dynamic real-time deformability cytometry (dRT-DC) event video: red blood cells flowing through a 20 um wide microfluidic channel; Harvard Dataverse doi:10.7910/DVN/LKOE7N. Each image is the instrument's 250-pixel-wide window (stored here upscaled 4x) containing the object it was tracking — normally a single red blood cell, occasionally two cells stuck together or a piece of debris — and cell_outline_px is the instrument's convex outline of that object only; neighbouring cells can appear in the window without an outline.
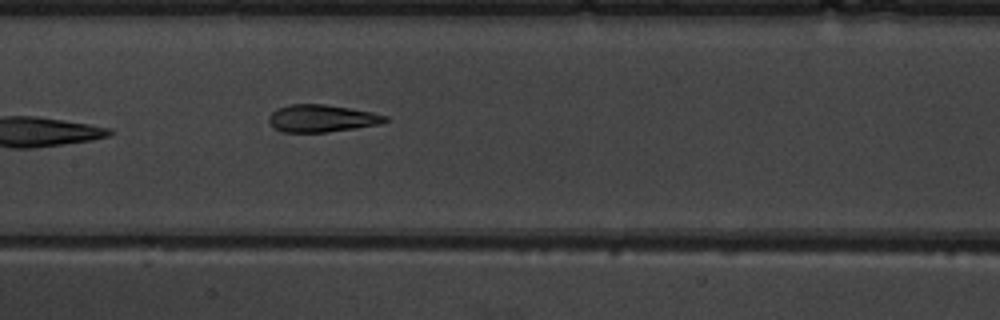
{"species": "common noctule bat (a hibernating species)", "species_latin": "Nyctalus noctula", "temperature_condition": "warm", "stored_images_in_passage": 8, "camera_frame_rate_fps": 3000, "um_per_image_px": 0.085, "animal": {"sex": "male", "body_mass_g": 19.5, "forearm_length_mm": 54.6}, "frame": {"image": 1, "passage_image": 8, "time_ms": 8.333, "image_size_px": [1000, 320], "cell_outline_px": [[388, 120], [376, 124], [356, 128], [324, 132], [280, 132], [272, 128], [268, 120], [268, 116], [276, 108], [292, 104], [324, 104], [372, 112], [388, 116]], "centroid_in_image_um": [27.27, 10.06], "position_along_channel_um": 180.1, "area_um2": 18.5}}